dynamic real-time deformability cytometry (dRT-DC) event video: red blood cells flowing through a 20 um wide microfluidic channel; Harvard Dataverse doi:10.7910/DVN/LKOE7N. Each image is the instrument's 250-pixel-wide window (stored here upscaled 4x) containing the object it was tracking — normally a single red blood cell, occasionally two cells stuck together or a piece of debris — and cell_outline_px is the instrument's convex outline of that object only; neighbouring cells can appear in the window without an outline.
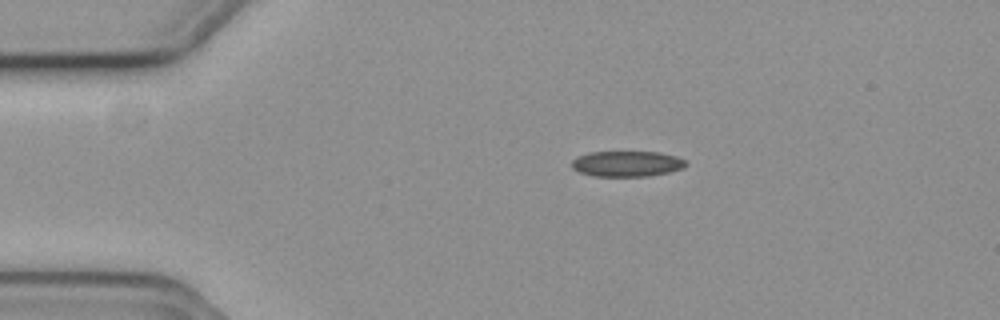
{"species": "common noctule bat (a hibernating species)", "species_latin": "Nyctalus noctula", "temperature_condition": "cold", "stored_images_in_passage": 46, "camera_frame_rate_fps": 3000, "um_per_image_px": 0.085, "animal": {"sex": "female", "body_mass_g": 19.3, "forearm_length_mm": 54.1}, "frame": {"image": 1, "passage_image": 1, "time_ms": 0.0, "image_size_px": [1000, 320], "cell_outline_px": [[688, 164], [684, 168], [668, 172], [648, 176], [592, 176], [580, 172], [572, 168], [572, 160], [576, 156], [588, 152], [660, 152], [676, 156], [684, 160]], "centroid_in_image_um": [53.27, 13.91], "position_along_channel_um": 31.7, "area_um2": 17.11}}
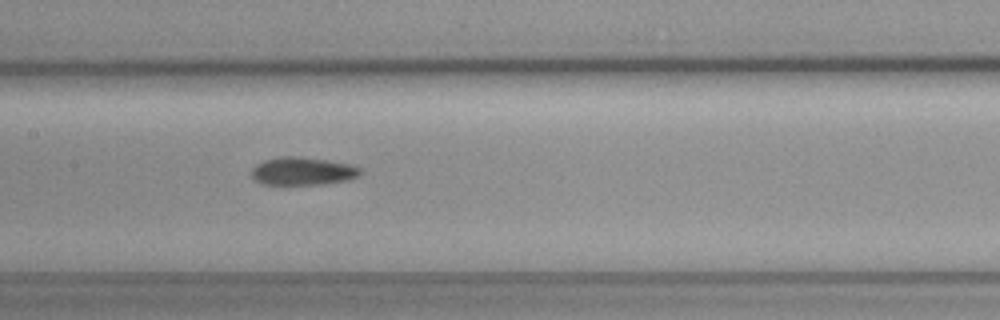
{"frame": {"image": 2, "passage_image": 17, "time_ms": 5.333, "image_size_px": [1000, 320], "cell_outline_px": [[364, 168], [356, 176], [348, 180], [320, 184], [260, 184], [252, 180], [252, 168], [256, 164], [264, 160], [280, 156], [300, 156], [348, 164]], "centroid_in_image_um": [25.67, 14.54], "position_along_channel_um": 181.7, "area_um2": 17.69}}
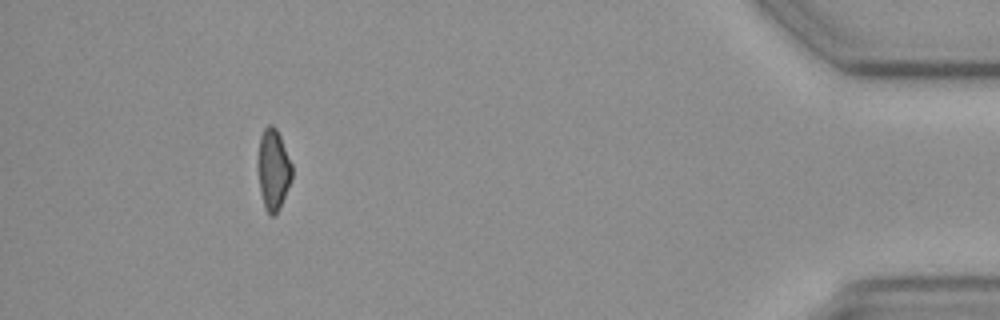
{"frame": {"image": 3, "passage_image": 41, "time_ms": 13.333, "image_size_px": [1000, 320], "cell_outline_px": [[292, 180], [276, 212], [272, 216], [268, 216], [264, 208], [260, 192], [260, 136], [264, 128], [268, 124], [272, 124], [276, 128], [280, 136], [292, 164]], "centroid_in_image_um": [23.26, 14.41], "position_along_channel_um": 411.9, "area_um2": 15.49}, "authors_computed_cell_mechanics": {"area_um2": 17.1088, "velocity_mm_per_s": 3.7114, "shape_relaxation_time_tau1_ms": 3.2594, "shape_relaxation_time_tau2_ms": null, "deformation_change_tau1": 0.0813, "deformation_change_tau2": null}}